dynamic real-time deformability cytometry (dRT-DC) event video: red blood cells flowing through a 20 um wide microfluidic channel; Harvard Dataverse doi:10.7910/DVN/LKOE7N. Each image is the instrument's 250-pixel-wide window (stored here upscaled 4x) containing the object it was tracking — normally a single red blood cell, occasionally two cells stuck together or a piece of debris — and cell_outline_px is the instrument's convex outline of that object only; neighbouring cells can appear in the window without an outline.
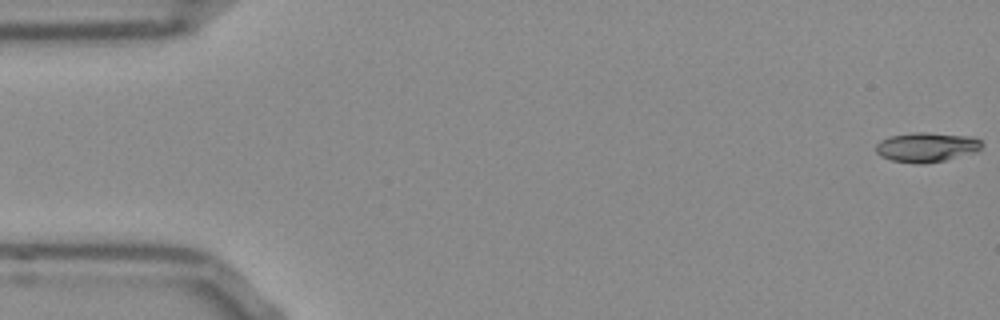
{"species": "Egyptian fruit bat (a non-hibernating species)", "species_latin": "Rousettus aegyptiacus", "temperature_condition": "room temperature", "stored_images_in_passage": 11, "camera_frame_rate_fps": 3000, "um_per_image_px": 0.085, "frame": {"image": 1, "passage_image": 1, "time_ms": 0.0, "image_size_px": [1000, 320], "cell_outline_px": [[984, 144], [976, 152], [944, 160], [924, 164], [916, 164], [892, 160], [880, 156], [876, 152], [876, 144], [880, 140], [888, 136], [912, 132], [928, 132], [972, 136], [980, 140]], "centroid_in_image_um": [78.75, 12.5], "position_along_channel_um": 6.3, "area_um2": 18.5}}